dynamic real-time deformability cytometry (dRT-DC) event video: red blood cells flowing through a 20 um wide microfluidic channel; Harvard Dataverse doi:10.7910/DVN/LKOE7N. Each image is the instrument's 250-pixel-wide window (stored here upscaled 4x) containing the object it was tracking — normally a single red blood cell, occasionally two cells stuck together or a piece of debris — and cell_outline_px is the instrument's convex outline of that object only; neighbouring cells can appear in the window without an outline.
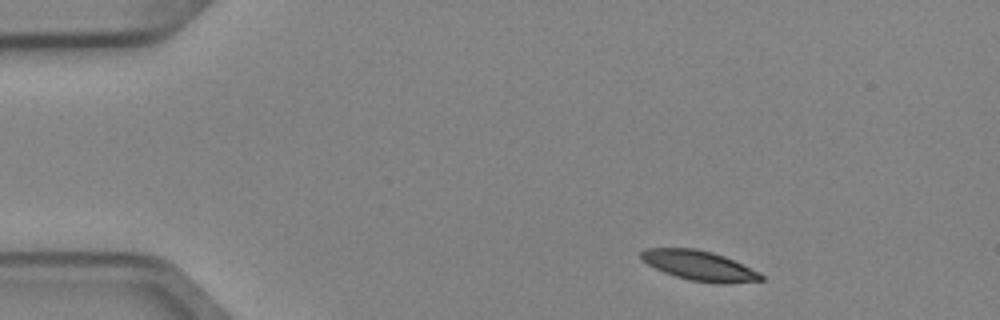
{"species": "Egyptian fruit bat (a non-hibernating species)", "species_latin": "Rousettus aegyptiacus", "temperature_condition": "cold", "stored_images_in_passage": 3, "camera_frame_rate_fps": 3000, "um_per_image_px": 0.085, "animal": {"sex": "female"}, "frame": {"image": 1, "passage_image": 1, "time_ms": 0.0, "image_size_px": [1000, 320], "cell_outline_px": [[764, 280], [728, 284], [716, 284], [688, 280], [664, 272], [648, 264], [640, 256], [640, 252], [644, 248], [696, 248], [712, 252], [724, 256], [760, 272], [764, 276]], "centroid_in_image_um": [59.47, 22.59], "position_along_channel_um": 25.5, "area_um2": 20.98}}